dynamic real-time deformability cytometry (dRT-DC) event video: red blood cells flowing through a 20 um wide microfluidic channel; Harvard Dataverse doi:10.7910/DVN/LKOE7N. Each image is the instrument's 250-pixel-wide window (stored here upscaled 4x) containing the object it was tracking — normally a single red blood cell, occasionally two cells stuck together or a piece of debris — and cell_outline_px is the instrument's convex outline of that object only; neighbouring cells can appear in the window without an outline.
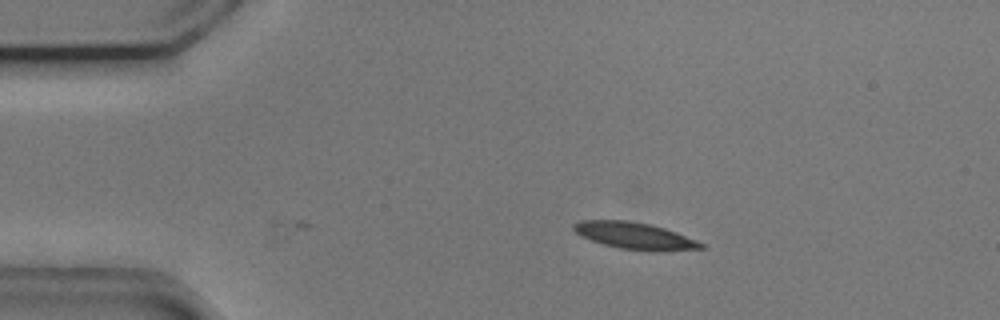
{"species": "common noctule bat (a hibernating species)", "species_latin": "Nyctalus noctula", "temperature_condition": "cold", "stored_images_in_passage": 2, "camera_frame_rate_fps": 3000, "um_per_image_px": 0.085, "animal": {"sex": "male", "body_mass_g": 20.5, "forearm_length_mm": 52.5}, "frame": {"image": 1, "passage_image": 2, "time_ms": 0.333, "image_size_px": [1000, 320], "cell_outline_px": [[704, 248], [656, 252], [620, 248], [604, 244], [580, 236], [572, 228], [572, 224], [580, 220], [628, 220], [648, 224], [664, 228], [676, 232], [696, 240], [704, 244]], "centroid_in_image_um": [53.93, 20.04], "position_along_channel_um": 31.1, "area_um2": 19.83}}